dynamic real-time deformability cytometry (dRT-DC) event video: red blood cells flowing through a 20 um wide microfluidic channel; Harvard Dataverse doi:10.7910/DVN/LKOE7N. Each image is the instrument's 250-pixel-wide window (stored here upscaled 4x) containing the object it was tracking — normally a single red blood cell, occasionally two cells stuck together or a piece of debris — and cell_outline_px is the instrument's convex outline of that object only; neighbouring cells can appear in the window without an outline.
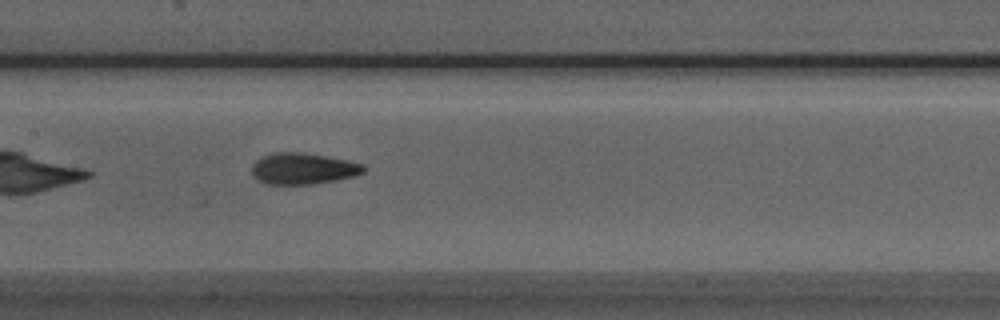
{"species": "Egyptian fruit bat (a non-hibernating species)", "species_latin": "Rousettus aegyptiacus", "temperature_condition": "room temperature", "stored_images_in_passage": 28, "camera_frame_rate_fps": 3000, "um_per_image_px": 0.085, "animal": {"sex": "male"}, "frame": {"image": 1, "passage_image": 9, "time_ms": 2.667, "image_size_px": [1000, 320], "cell_outline_px": [[364, 172], [356, 176], [312, 184], [268, 184], [252, 176], [252, 164], [260, 156], [272, 152], [304, 152], [328, 156], [364, 164]], "centroid_in_image_um": [25.74, 14.31], "position_along_channel_um": 181.7, "area_um2": 20.52}}
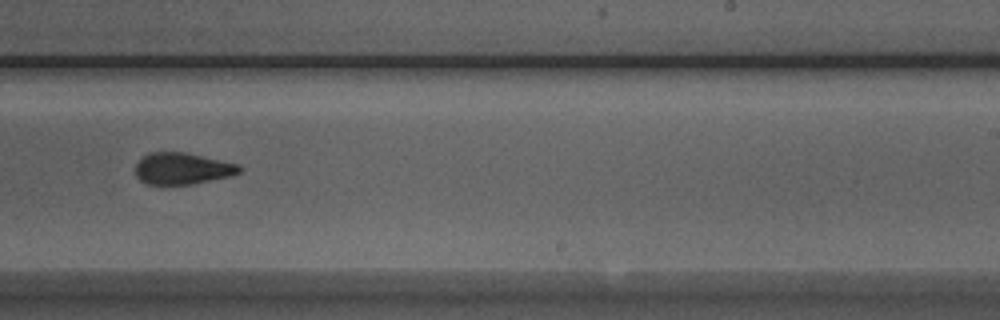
{"frame": {"image": 2, "passage_image": 16, "time_ms": 5.0, "image_size_px": [1000, 320], "cell_outline_px": [[244, 168], [240, 172], [232, 176], [192, 184], [148, 184], [140, 180], [136, 176], [136, 164], [148, 152], [184, 152], [240, 164]], "centroid_in_image_um": [15.54, 14.32], "position_along_channel_um": 273.5, "area_um2": 19.19}}
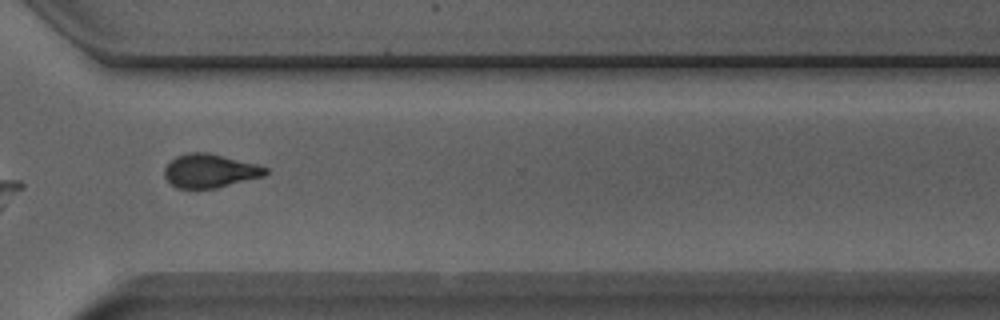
{"frame": {"image": 3, "passage_image": 22, "time_ms": 7.0, "image_size_px": [1000, 320], "cell_outline_px": [[268, 172], [264, 176], [216, 188], [176, 188], [164, 176], [164, 168], [176, 156], [188, 152], [208, 152], [256, 164], [268, 168]], "centroid_in_image_um": [17.84, 14.52], "position_along_channel_um": 352.8, "area_um2": 19.71}}